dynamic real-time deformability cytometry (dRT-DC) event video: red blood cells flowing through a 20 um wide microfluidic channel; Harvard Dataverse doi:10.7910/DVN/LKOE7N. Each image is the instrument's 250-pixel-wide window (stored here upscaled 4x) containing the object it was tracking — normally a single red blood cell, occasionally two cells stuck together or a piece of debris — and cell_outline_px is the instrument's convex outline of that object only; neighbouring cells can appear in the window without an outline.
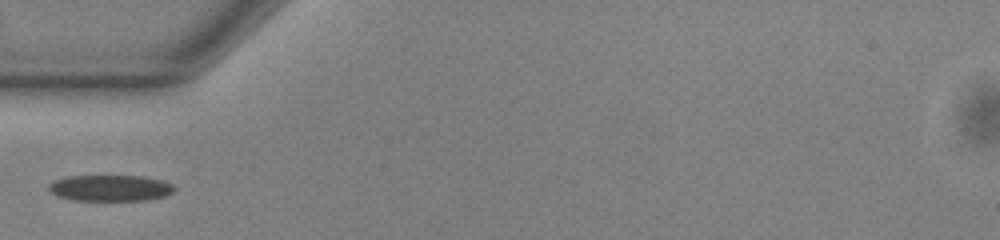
{"species": "common noctule bat (a hibernating species)", "species_latin": "Nyctalus noctula", "temperature_condition": "warm", "stored_images_in_passage": 36, "camera_frame_rate_fps": 3000, "um_per_image_px": 0.085, "animal": {"sex": "male", "body_mass_g": 13.0, "forearm_length_mm": 53.1}, "frame": {"image": 1, "passage_image": 1, "time_ms": 0.0, "image_size_px": [1000, 240], "cell_outline_px": [[176, 188], [172, 192], [164, 196], [148, 200], [72, 200], [56, 196], [48, 188], [48, 184], [56, 180], [68, 176], [144, 176], [160, 180], [172, 184]], "centroid_in_image_um": [9.36, 15.98], "position_along_channel_um": 75.6, "area_um2": 19.07}}
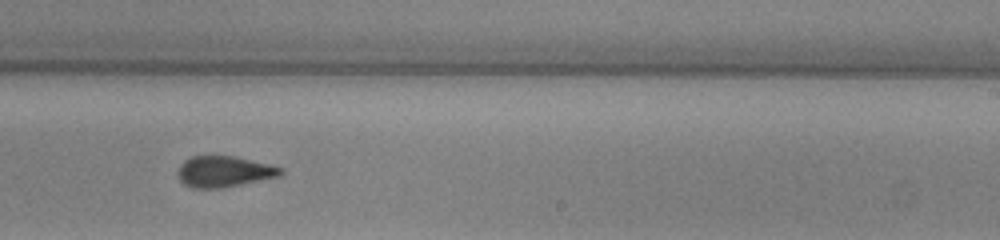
{"frame": {"image": 2, "passage_image": 16, "time_ms": 5.0, "image_size_px": [1000, 240], "cell_outline_px": [[284, 172], [280, 176], [220, 188], [192, 188], [184, 184], [180, 180], [176, 172], [180, 164], [184, 160], [192, 156], [232, 156], [268, 164], [284, 168]], "centroid_in_image_um": [19.01, 14.58], "position_along_channel_um": 270.0, "area_um2": 18.5}}
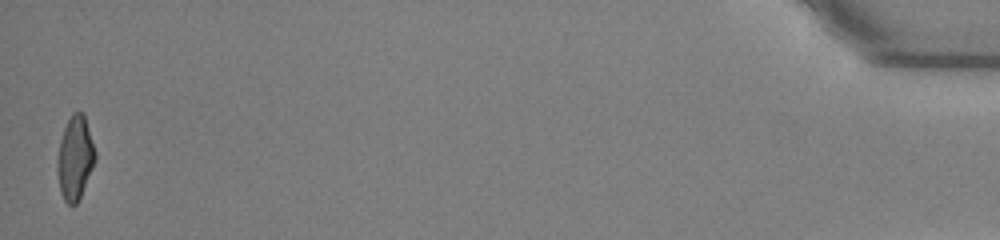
{"frame": {"image": 3, "passage_image": 36, "time_ms": 11.667, "image_size_px": [1000, 240], "cell_outline_px": [[96, 160], [80, 196], [76, 204], [68, 204], [64, 200], [60, 192], [56, 168], [60, 140], [64, 128], [72, 112], [84, 112], [96, 152]], "centroid_in_image_um": [6.38, 13.4], "position_along_channel_um": 428.8, "area_um2": 18.44}}